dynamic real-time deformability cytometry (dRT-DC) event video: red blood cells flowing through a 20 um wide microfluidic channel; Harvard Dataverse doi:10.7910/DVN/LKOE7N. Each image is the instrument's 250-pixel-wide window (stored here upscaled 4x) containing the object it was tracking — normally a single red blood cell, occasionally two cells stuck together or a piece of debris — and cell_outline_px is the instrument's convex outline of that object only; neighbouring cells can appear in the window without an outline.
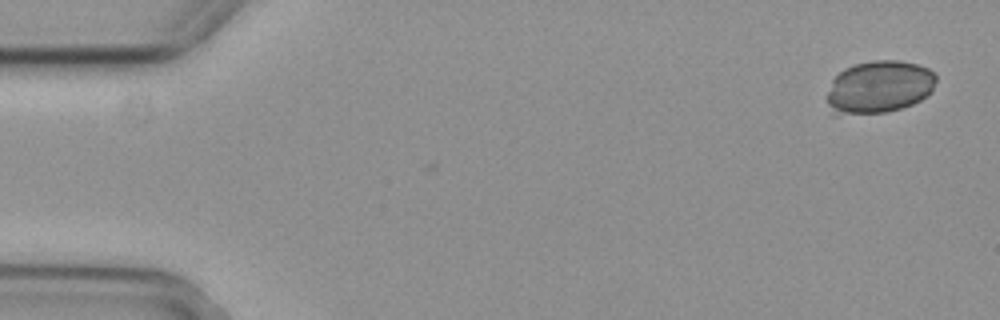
{"species": "common noctule bat (a hibernating species)", "species_latin": "Nyctalus noctula", "temperature_condition": "cold", "stored_images_in_passage": 5, "camera_frame_rate_fps": 3000, "um_per_image_px": 0.085, "animal": {"sex": "female", "body_mass_g": 29.2, "forearm_length_mm": 56.3}, "frame": {"image": 1, "passage_image": 1, "time_ms": 0.0, "image_size_px": [1000, 320], "cell_outline_px": [[936, 80], [932, 92], [920, 100], [912, 104], [888, 112], [836, 116], [832, 116], [824, 100], [824, 96], [832, 80], [844, 68], [856, 64], [872, 60], [900, 60], [916, 64], [928, 68], [936, 76]], "centroid_in_image_um": [74.64, 7.43], "position_along_channel_um": 10.4, "area_um2": 34.28}}